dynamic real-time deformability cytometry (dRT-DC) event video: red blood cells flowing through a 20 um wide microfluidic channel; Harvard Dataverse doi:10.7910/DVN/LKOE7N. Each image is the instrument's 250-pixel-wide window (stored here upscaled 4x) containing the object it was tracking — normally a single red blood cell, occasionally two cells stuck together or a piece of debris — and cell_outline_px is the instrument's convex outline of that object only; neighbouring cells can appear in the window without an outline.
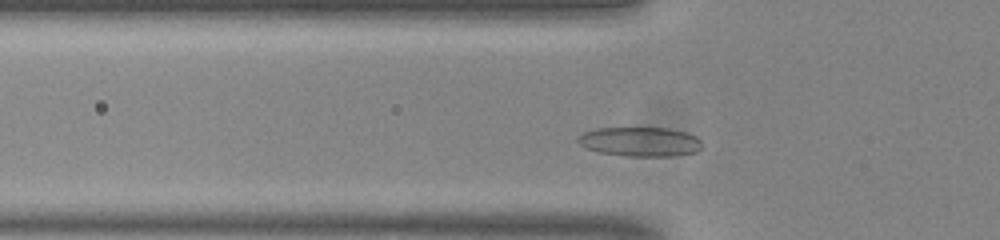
{"species": "common noctule bat (a hibernating species)", "species_latin": "Nyctalus noctula", "temperature_condition": "room temperature", "stored_images_in_passage": 41, "camera_frame_rate_fps": 3000, "um_per_image_px": 0.085, "animal": {"sex": "male", "body_mass_g": 20.0, "forearm_length_mm": 53.3}, "frame": {"image": 1, "passage_image": 5, "time_ms": 1.333, "image_size_px": [1000, 240], "cell_outline_px": [[700, 148], [696, 152], [672, 156], [628, 156], [600, 152], [588, 148], [580, 144], [576, 140], [576, 136], [584, 132], [596, 128], [668, 128], [684, 132], [696, 136], [700, 140]], "centroid_in_image_um": [54.38, 12.04], "position_along_channel_um": 71.4, "area_um2": 21.1}}
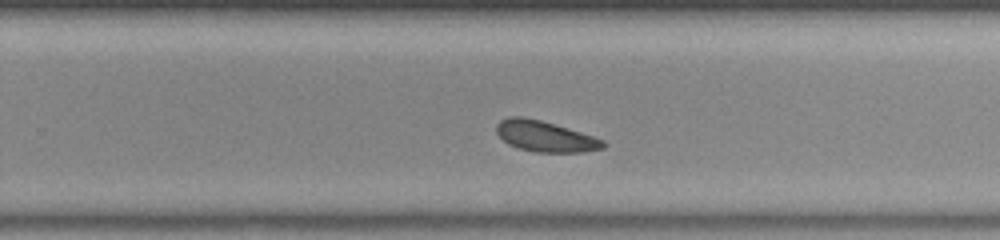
{"frame": {"image": 2, "passage_image": 22, "time_ms": 7.0, "image_size_px": [1000, 240], "cell_outline_px": [[608, 144], [604, 148], [584, 152], [536, 152], [520, 148], [508, 144], [496, 132], [496, 124], [500, 120], [508, 116], [524, 116], [540, 120], [580, 132], [604, 140]], "centroid_in_image_um": [46.33, 11.58], "position_along_channel_um": 283.5, "area_um2": 19.07}}
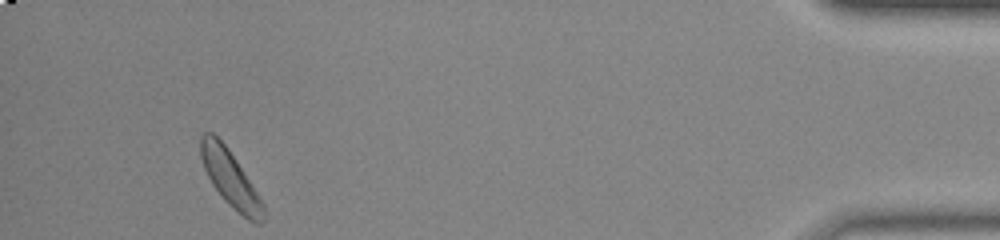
{"frame": {"image": 3, "passage_image": 38, "time_ms": 12.333, "image_size_px": [1000, 240], "cell_outline_px": [[264, 220], [260, 224], [256, 224], [248, 220], [232, 208], [224, 200], [212, 184], [204, 168], [200, 156], [200, 136], [204, 132], [212, 132], [224, 144], [264, 204]], "centroid_in_image_um": [19.55, 15.21], "position_along_channel_um": 415.7, "area_um2": 20.0}, "authors_computed_cell_mechanics": {"area_um2": 19.5364, "velocity_mm_per_s": 3.7447, "shape_relaxation_time_tau1_ms": 2.403, "shape_relaxation_time_tau2_ms": 6.2203, "deformation_change_tau1": 0.0535, "deformation_change_tau2": 0.1251}}